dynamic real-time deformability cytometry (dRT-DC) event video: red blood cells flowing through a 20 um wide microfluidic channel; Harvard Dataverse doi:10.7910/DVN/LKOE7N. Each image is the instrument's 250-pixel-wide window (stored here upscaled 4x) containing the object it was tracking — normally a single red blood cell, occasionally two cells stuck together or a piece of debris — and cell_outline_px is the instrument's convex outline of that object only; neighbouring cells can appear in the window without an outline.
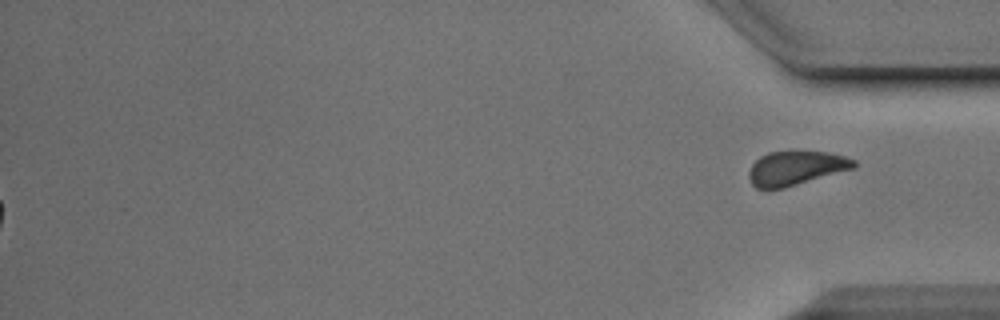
{"species": "Egyptian fruit bat (a non-hibernating species)", "species_latin": "Rousettus aegyptiacus", "temperature_condition": "cold", "stored_images_in_passage": 55, "segment_of_instrument_passage": [2, 2], "camera_frame_rate_fps": 3000, "um_per_image_px": 0.085, "animal": {"sex": "male"}, "frame": {"image": 1, "passage_image": 55, "time_ms": 18.0, "image_size_px": [1000, 320], "cell_outline_px": [[856, 164], [852, 168], [780, 188], [756, 188], [752, 184], [748, 176], [748, 172], [752, 164], [760, 156], [768, 152], [828, 152], [844, 156], [856, 160]], "centroid_in_image_um": [67.59, 14.27], "position_along_channel_um": 367.6, "area_um2": 20.17}}